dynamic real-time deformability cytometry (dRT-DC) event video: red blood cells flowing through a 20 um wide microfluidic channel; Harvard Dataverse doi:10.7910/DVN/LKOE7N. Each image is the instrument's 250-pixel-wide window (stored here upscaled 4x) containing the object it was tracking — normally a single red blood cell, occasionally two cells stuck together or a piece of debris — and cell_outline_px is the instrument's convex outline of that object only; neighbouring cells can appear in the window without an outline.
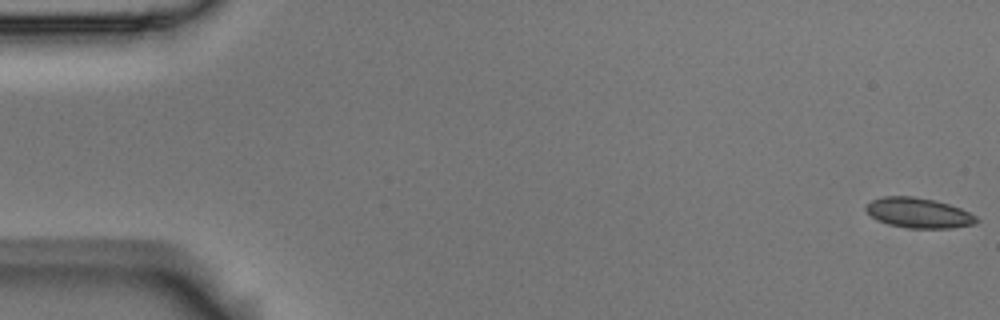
{"species": "Egyptian fruit bat (a non-hibernating species)", "species_latin": "Rousettus aegyptiacus", "temperature_condition": "room temperature", "stored_images_in_passage": 56, "camera_frame_rate_fps": 3000, "um_per_image_px": 0.085, "animal": {"sex": "male"}, "frame": {"image": 1, "passage_image": 1, "time_ms": 0.0, "image_size_px": [1000, 320], "cell_outline_px": [[980, 220], [976, 224], [952, 228], [908, 228], [888, 224], [872, 216], [864, 208], [864, 204], [872, 200], [884, 196], [912, 196], [936, 200], [960, 208], [976, 216]], "centroid_in_image_um": [78.09, 18.09], "position_along_channel_um": 6.9, "area_um2": 19.42}}
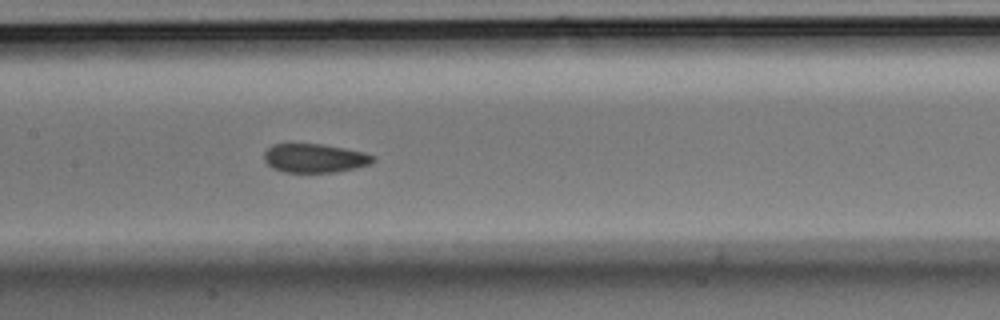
{"frame": {"image": 2, "passage_image": 27, "time_ms": 8.667, "image_size_px": [1000, 320], "cell_outline_px": [[376, 160], [368, 164], [356, 168], [336, 172], [284, 172], [272, 168], [264, 160], [264, 152], [272, 144], [292, 140], [324, 144], [364, 152], [376, 156]], "centroid_in_image_um": [26.69, 13.39], "position_along_channel_um": 180.7, "area_um2": 19.13}}
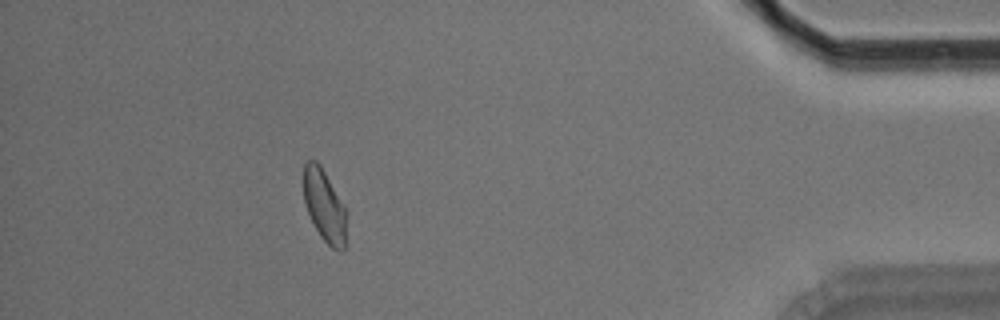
{"frame": {"image": 3, "passage_image": 50, "time_ms": 16.333, "image_size_px": [1000, 320], "cell_outline_px": [[344, 248], [340, 252], [332, 248], [320, 236], [308, 212], [304, 200], [304, 164], [308, 160], [316, 160], [320, 164], [344, 208]], "centroid_in_image_um": [27.53, 17.47], "position_along_channel_um": 407.7, "area_um2": 17.17}, "authors_computed_cell_mechanics": {"area_um2": 19.0162, "velocity_mm_per_s": 3.6345, "shape_relaxation_time_tau1_ms": 5.5609, "shape_relaxation_time_tau2_ms": 1.449, "deformation_change_tau1": 0.1032, "deformation_change_tau2": 0.0531}}